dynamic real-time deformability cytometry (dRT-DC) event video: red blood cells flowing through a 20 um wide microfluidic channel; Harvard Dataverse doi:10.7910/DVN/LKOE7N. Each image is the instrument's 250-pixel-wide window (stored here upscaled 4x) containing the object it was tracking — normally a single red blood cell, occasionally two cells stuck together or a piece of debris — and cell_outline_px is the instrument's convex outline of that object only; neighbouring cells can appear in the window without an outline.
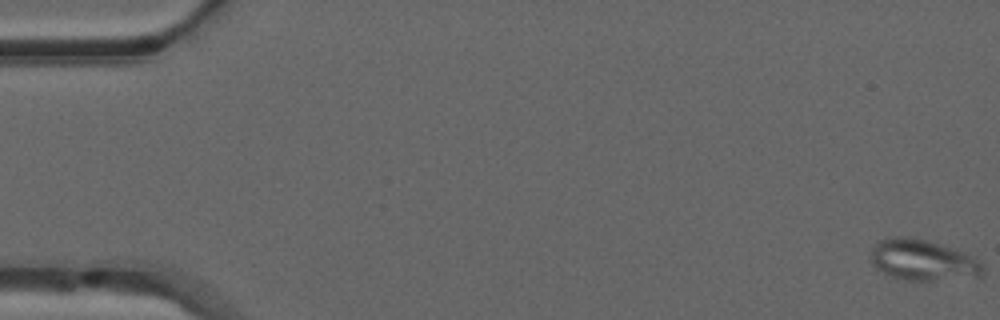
{"species": "common noctule bat (a hibernating species)", "species_latin": "Nyctalus noctula", "temperature_condition": "warm", "stored_images_in_passage": 51, "segment_of_instrument_passage": [1, 2], "camera_frame_rate_fps": 3000, "um_per_image_px": 0.085, "animal": {"sex": "male", "forearm_length_mm": 52.5}, "frame": {"image": 1, "passage_image": 1, "time_ms": 0.0, "image_size_px": [1000, 320], "cell_outline_px": [[984, 276], [932, 280], [908, 280], [892, 276], [876, 268], [872, 264], [872, 248], [880, 240], [892, 236], [908, 236], [928, 240], [956, 248], [976, 256], [984, 264]], "centroid_in_image_um": [78.53, 22.08], "position_along_channel_um": 6.5, "area_um2": 27.05}}
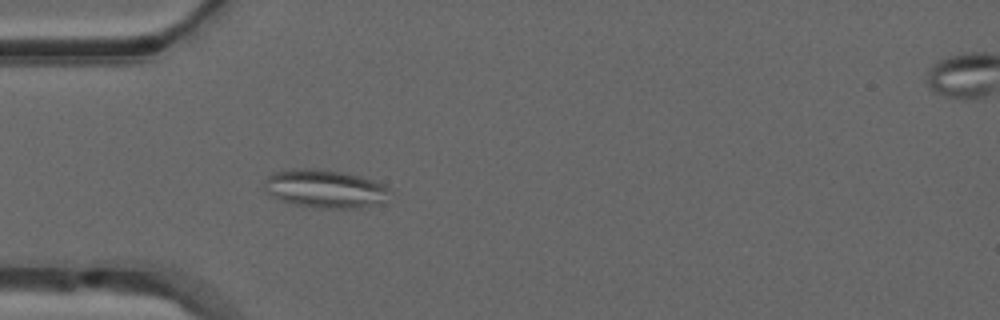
{"frame": {"image": 2, "passage_image": 16, "time_ms": 5.0, "image_size_px": [1000, 320], "cell_outline_px": [[392, 192], [380, 200], [360, 208], [312, 208], [292, 204], [280, 200], [272, 196], [264, 188], [264, 180], [272, 172], [292, 168], [312, 168], [344, 172], [360, 176], [384, 184]], "centroid_in_image_um": [27.54, 16.03], "position_along_channel_um": 57.5, "area_um2": 27.92}}